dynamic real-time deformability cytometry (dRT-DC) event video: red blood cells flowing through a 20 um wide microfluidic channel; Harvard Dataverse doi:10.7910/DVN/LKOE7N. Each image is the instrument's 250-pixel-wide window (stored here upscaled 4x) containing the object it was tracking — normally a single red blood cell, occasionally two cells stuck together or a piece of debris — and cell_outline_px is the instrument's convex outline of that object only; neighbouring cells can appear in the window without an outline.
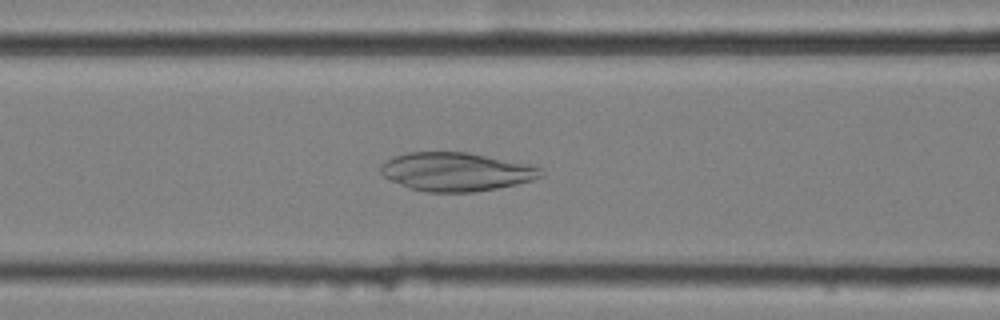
{"species": "common noctule bat (a hibernating species)", "species_latin": "Nyctalus noctula", "temperature_condition": "cold", "stored_images_in_passage": 39, "camera_frame_rate_fps": 3000, "um_per_image_px": 0.085, "animal": {"sex": "female", "body_mass_g": 25.1}, "frame": {"image": 1, "passage_image": 6, "time_ms": 1.667, "image_size_px": [1000, 320], "cell_outline_px": [[544, 176], [532, 180], [516, 184], [476, 192], [424, 192], [388, 180], [380, 172], [380, 168], [388, 160], [396, 156], [408, 152], [468, 152], [528, 164], [540, 168]], "centroid_in_image_um": [38.78, 14.6], "position_along_channel_um": 127.8, "area_um2": 35.78}}
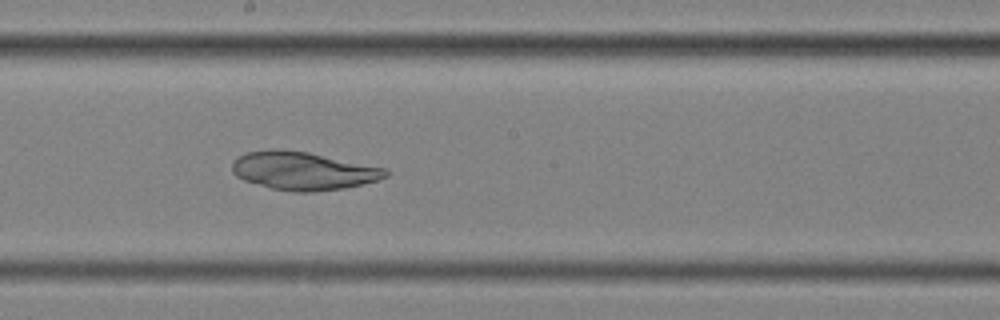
{"frame": {"image": 2, "passage_image": 14, "time_ms": 4.333, "image_size_px": [1000, 320], "cell_outline_px": [[388, 176], [376, 180], [344, 188], [312, 192], [292, 192], [272, 188], [244, 180], [236, 176], [232, 172], [232, 160], [248, 152], [276, 148], [308, 152], [388, 168]], "centroid_in_image_um": [25.77, 14.51], "position_along_channel_um": 222.4, "area_um2": 34.1}}
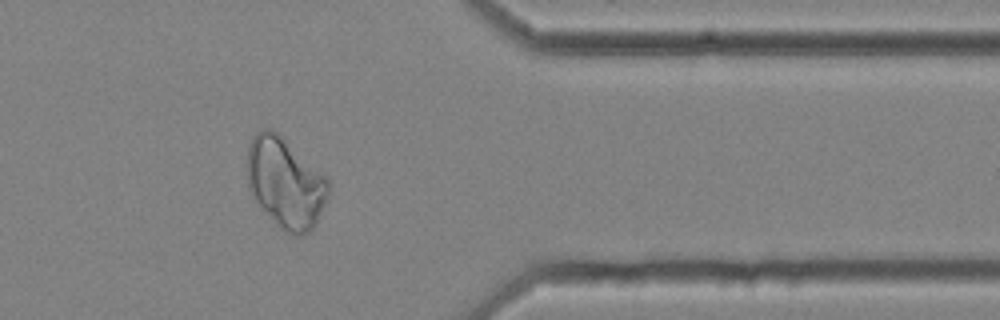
{"frame": {"image": 3, "passage_image": 29, "time_ms": 9.333, "image_size_px": [1000, 320], "cell_outline_px": [[328, 196], [316, 224], [304, 236], [296, 236], [284, 232], [276, 224], [252, 196], [248, 188], [248, 144], [252, 136], [256, 132], [264, 128], [272, 128], [328, 176]], "centroid_in_image_um": [24.27, 15.54], "position_along_channel_um": 387.1, "area_um2": 42.89}}